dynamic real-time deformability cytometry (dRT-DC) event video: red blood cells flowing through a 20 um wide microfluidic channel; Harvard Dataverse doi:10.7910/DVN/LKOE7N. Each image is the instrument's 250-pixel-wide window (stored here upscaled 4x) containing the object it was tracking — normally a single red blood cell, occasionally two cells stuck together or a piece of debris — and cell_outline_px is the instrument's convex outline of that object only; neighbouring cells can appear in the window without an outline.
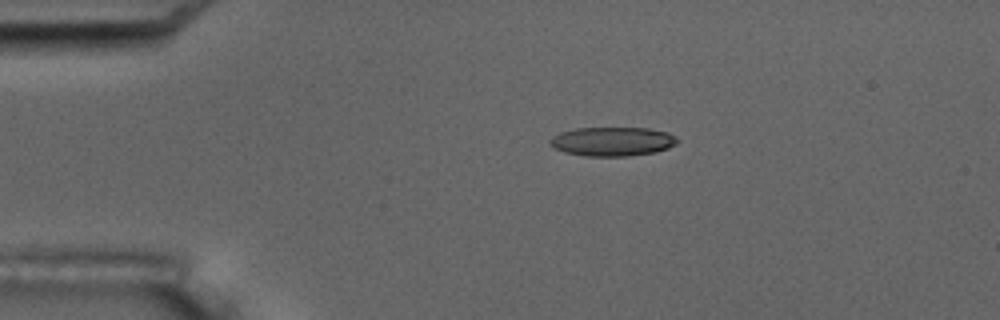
{"species": "common noctule bat (a hibernating species)", "species_latin": "Nyctalus noctula", "temperature_condition": "room temperature", "stored_images_in_passage": 7, "camera_frame_rate_fps": 3000, "um_per_image_px": 0.085, "animal": {"sex": "male", "body_mass_g": 17.5, "forearm_length_mm": 52.3}, "frame": {"image": 1, "passage_image": 3, "time_ms": 2.333, "image_size_px": [1000, 320], "cell_outline_px": [[680, 140], [676, 144], [668, 148], [656, 152], [628, 156], [584, 156], [564, 152], [548, 144], [548, 140], [552, 136], [560, 132], [576, 128], [648, 128], [668, 132], [676, 136]], "centroid_in_image_um": [52.06, 12.02], "position_along_channel_um": 32.9, "area_um2": 21.79}}